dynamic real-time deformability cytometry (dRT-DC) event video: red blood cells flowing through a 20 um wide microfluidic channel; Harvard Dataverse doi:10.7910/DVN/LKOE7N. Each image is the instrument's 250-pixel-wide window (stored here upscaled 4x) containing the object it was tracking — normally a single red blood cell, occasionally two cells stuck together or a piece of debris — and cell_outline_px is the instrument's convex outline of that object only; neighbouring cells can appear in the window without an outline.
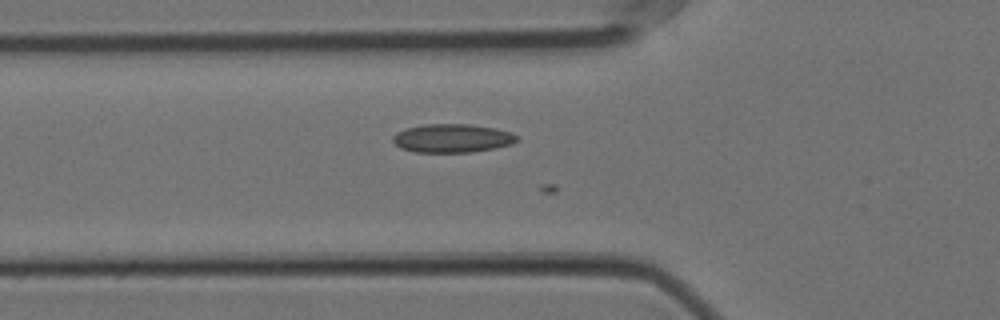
{"species": "Egyptian fruit bat (a non-hibernating species)", "species_latin": "Rousettus aegyptiacus", "temperature_condition": "cold", "stored_images_in_passage": 40, "camera_frame_rate_fps": 3000, "um_per_image_px": 0.085, "animal": {"sex": "female"}, "frame": {"image": 1, "passage_image": 20, "time_ms": 6.333, "image_size_px": [1000, 320], "cell_outline_px": [[520, 140], [512, 144], [492, 148], [468, 152], [416, 152], [400, 148], [392, 140], [392, 136], [396, 132], [408, 128], [424, 124], [468, 124], [496, 128], [512, 132]], "centroid_in_image_um": [38.44, 11.74], "position_along_channel_um": 87.4, "area_um2": 20.58}}
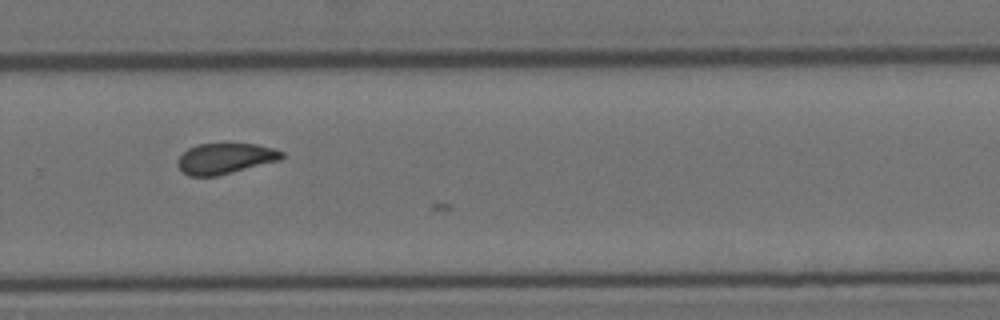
{"frame": {"image": 2, "passage_image": 39, "time_ms": 12.667, "image_size_px": [1000, 320], "cell_outline_px": [[284, 156], [280, 160], [216, 176], [188, 176], [176, 164], [176, 160], [188, 148], [196, 144], [256, 144], [272, 148], [284, 152]], "centroid_in_image_um": [19.12, 13.47], "position_along_channel_um": 310.7, "area_um2": 18.5}}